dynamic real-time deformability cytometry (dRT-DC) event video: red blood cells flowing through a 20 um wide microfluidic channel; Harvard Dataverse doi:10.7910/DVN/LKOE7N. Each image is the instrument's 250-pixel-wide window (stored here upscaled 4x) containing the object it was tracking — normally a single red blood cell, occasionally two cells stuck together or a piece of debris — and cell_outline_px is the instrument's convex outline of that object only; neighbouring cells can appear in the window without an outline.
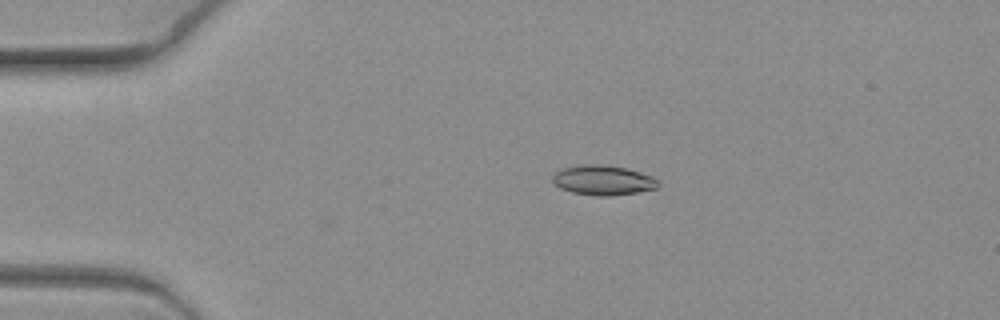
{"species": "common noctule bat (a hibernating species)", "species_latin": "Nyctalus noctula", "temperature_condition": "warm", "stored_images_in_passage": 4, "camera_frame_rate_fps": 3000, "um_per_image_px": 0.085, "animal": {"sex": "female", "body_mass_g": 19.3, "forearm_length_mm": 54.1}, "frame": {"image": 1, "passage_image": 2, "time_ms": 0.333, "image_size_px": [1000, 320], "cell_outline_px": [[660, 184], [656, 188], [636, 192], [612, 196], [596, 196], [572, 192], [560, 188], [552, 180], [552, 176], [556, 172], [564, 168], [588, 164], [596, 164], [624, 168], [640, 172], [652, 176]], "centroid_in_image_um": [51.26, 15.33], "position_along_channel_um": 33.7, "area_um2": 18.03}}